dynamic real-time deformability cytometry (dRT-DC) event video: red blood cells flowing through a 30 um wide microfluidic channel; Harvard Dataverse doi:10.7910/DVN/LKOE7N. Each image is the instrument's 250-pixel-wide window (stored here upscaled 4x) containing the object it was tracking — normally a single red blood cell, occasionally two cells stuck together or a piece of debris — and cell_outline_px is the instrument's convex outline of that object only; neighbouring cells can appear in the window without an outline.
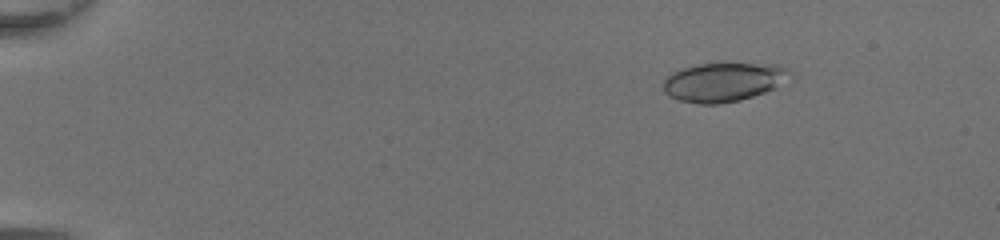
{"species": "common noctule bat (a hibernating species)", "species_latin": "Nyctalus noctula", "temperature_condition": "room temperature", "stored_images_in_passage": 49, "camera_frame_rate_fps": 3000, "um_per_image_px": 0.085, "animal": {"sex": "female", "body_mass_g": 20.0, "forearm_length_mm": 54.0}, "frame": {"image": 1, "passage_image": 8, "time_ms": 2.333, "image_size_px": [1000, 240], "cell_outline_px": [[792, 72], [776, 88], [740, 100], [720, 104], [700, 104], [680, 100], [668, 96], [664, 92], [664, 76], [672, 72], [696, 64], [716, 60], [728, 60], [776, 64], [788, 68]], "centroid_in_image_um": [61.49, 6.9], "position_along_channel_um": 23.5, "area_um2": 29.94}}
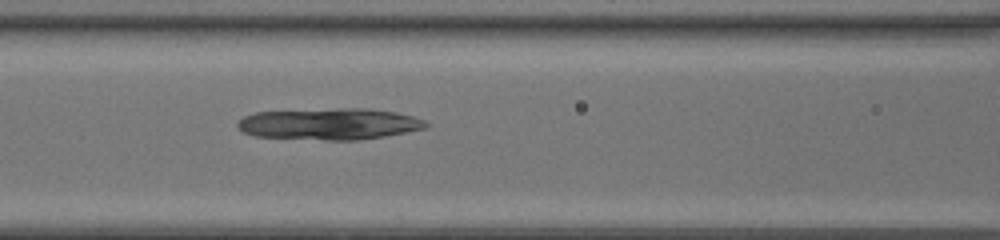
{"frame": {"image": 2, "passage_image": 24, "time_ms": 7.667, "image_size_px": [1000, 240], "cell_outline_px": [[432, 124], [428, 128], [384, 136], [360, 140], [324, 140], [256, 136], [244, 132], [236, 124], [244, 116], [256, 112], [336, 108], [368, 108], [396, 112], [412, 116], [424, 120]], "centroid_in_image_um": [28.06, 10.53], "position_along_channel_um": 138.5, "area_um2": 34.68}}
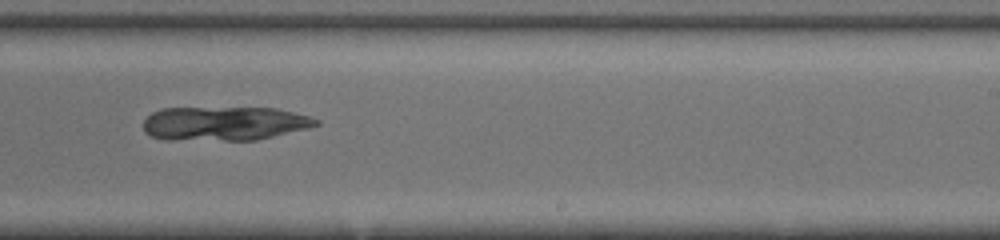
{"frame": {"image": 3, "passage_image": 33, "time_ms": 10.667, "image_size_px": [1000, 240], "cell_outline_px": [[320, 124], [308, 128], [256, 140], [168, 140], [152, 136], [144, 132], [144, 120], [152, 112], [160, 108], [276, 108], [308, 116], [320, 120]], "centroid_in_image_um": [19.05, 10.5], "position_along_channel_um": 269.9, "area_um2": 34.28}}